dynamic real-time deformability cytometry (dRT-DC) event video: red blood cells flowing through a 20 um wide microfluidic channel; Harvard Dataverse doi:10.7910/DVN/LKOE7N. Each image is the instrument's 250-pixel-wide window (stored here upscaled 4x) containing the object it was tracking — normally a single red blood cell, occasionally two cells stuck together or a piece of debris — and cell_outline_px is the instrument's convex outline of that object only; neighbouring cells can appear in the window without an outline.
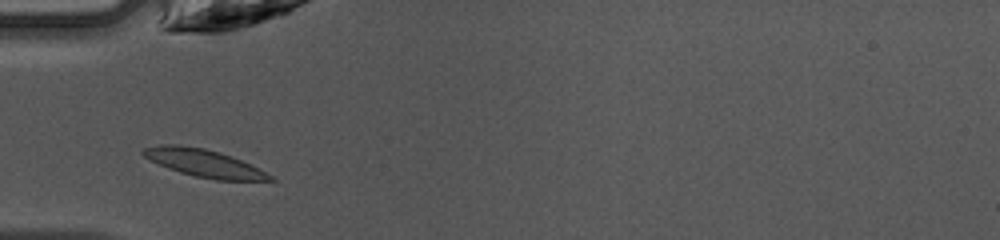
{"species": "common noctule bat (a hibernating species)", "species_latin": "Nyctalus noctula", "temperature_condition": "warm", "stored_images_in_passage": 34, "camera_frame_rate_fps": 3000, "um_per_image_px": 0.085, "animal": {"sex": "female", "body_mass_g": 10.0, "forearm_length_mm": 53.1}, "frame": {"image": 1, "passage_image": 2, "time_ms": 0.333, "image_size_px": [1000, 240], "cell_outline_px": [[276, 180], [216, 180], [196, 176], [180, 172], [168, 168], [148, 160], [140, 152], [144, 148], [160, 144], [176, 144], [204, 148], [220, 152], [232, 156], [272, 176]], "centroid_in_image_um": [17.26, 13.85], "position_along_channel_um": 67.7, "area_um2": 20.11}}
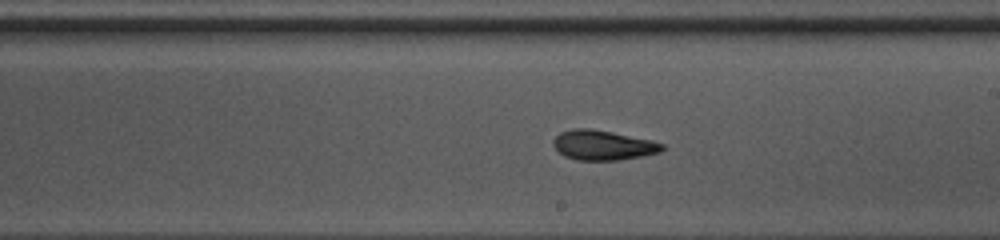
{"frame": {"image": 2, "passage_image": 14, "time_ms": 4.333, "image_size_px": [1000, 240], "cell_outline_px": [[664, 148], [660, 152], [620, 160], [576, 160], [564, 156], [552, 144], [552, 140], [560, 132], [572, 128], [592, 128], [612, 132], [648, 140], [664, 144]], "centroid_in_image_um": [51.2, 12.33], "position_along_channel_um": 237.8, "area_um2": 18.79}}
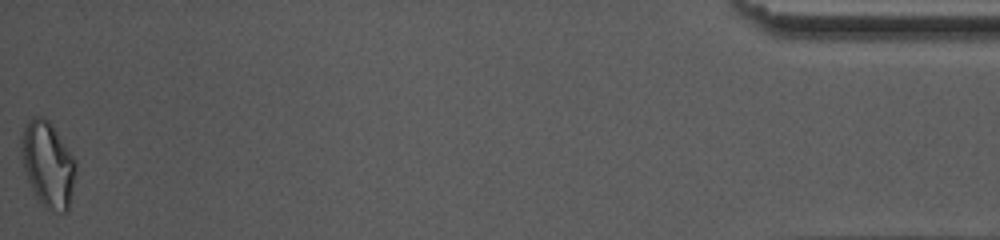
{"frame": {"image": 3, "passage_image": 34, "time_ms": 11.0, "image_size_px": [1000, 240], "cell_outline_px": [[76, 176], [68, 212], [52, 212], [44, 208], [36, 196], [24, 172], [20, 148], [20, 140], [24, 128], [28, 120], [36, 116], [44, 116], [52, 124], [76, 160]], "centroid_in_image_um": [4.08, 13.98], "position_along_channel_um": 431.1, "area_um2": 27.57}, "authors_computed_cell_mechanics": {"area_um2": 19.1607, "velocity_mm_per_s": 4.2498, "shape_relaxation_time_tau1_ms": 4.6495, "shape_relaxation_time_tau2_ms": 5.491, "deformation_change_tau1": 0.1788, "deformation_change_tau2": 0.1045}}